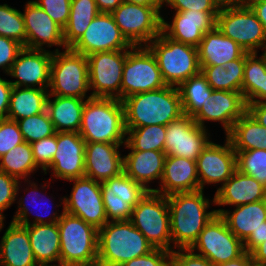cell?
Segmentation results:
<instances>
[{"label": "cell", "mask_w": 266, "mask_h": 266, "mask_svg": "<svg viewBox=\"0 0 266 266\" xmlns=\"http://www.w3.org/2000/svg\"><path fill=\"white\" fill-rule=\"evenodd\" d=\"M171 239L174 248L190 249L200 232L217 213L207 211L215 199L204 197L203 190L175 193L167 196Z\"/></svg>", "instance_id": "cell-1"}, {"label": "cell", "mask_w": 266, "mask_h": 266, "mask_svg": "<svg viewBox=\"0 0 266 266\" xmlns=\"http://www.w3.org/2000/svg\"><path fill=\"white\" fill-rule=\"evenodd\" d=\"M122 103L126 129L148 125L167 126L184 115L179 90L170 85L130 95Z\"/></svg>", "instance_id": "cell-2"}, {"label": "cell", "mask_w": 266, "mask_h": 266, "mask_svg": "<svg viewBox=\"0 0 266 266\" xmlns=\"http://www.w3.org/2000/svg\"><path fill=\"white\" fill-rule=\"evenodd\" d=\"M79 134L86 143L125 144L127 132L122 101L87 96Z\"/></svg>", "instance_id": "cell-3"}, {"label": "cell", "mask_w": 266, "mask_h": 266, "mask_svg": "<svg viewBox=\"0 0 266 266\" xmlns=\"http://www.w3.org/2000/svg\"><path fill=\"white\" fill-rule=\"evenodd\" d=\"M154 247L130 220L107 222L98 229V262L121 266Z\"/></svg>", "instance_id": "cell-4"}, {"label": "cell", "mask_w": 266, "mask_h": 266, "mask_svg": "<svg viewBox=\"0 0 266 266\" xmlns=\"http://www.w3.org/2000/svg\"><path fill=\"white\" fill-rule=\"evenodd\" d=\"M60 237V265L92 266L98 260V229L80 217L64 211L57 222Z\"/></svg>", "instance_id": "cell-5"}, {"label": "cell", "mask_w": 266, "mask_h": 266, "mask_svg": "<svg viewBox=\"0 0 266 266\" xmlns=\"http://www.w3.org/2000/svg\"><path fill=\"white\" fill-rule=\"evenodd\" d=\"M147 47L155 56L166 85L178 87L201 72L198 47L174 41L162 32Z\"/></svg>", "instance_id": "cell-6"}, {"label": "cell", "mask_w": 266, "mask_h": 266, "mask_svg": "<svg viewBox=\"0 0 266 266\" xmlns=\"http://www.w3.org/2000/svg\"><path fill=\"white\" fill-rule=\"evenodd\" d=\"M49 95L86 98L89 91L87 56L66 48L55 49L50 67Z\"/></svg>", "instance_id": "cell-7"}, {"label": "cell", "mask_w": 266, "mask_h": 266, "mask_svg": "<svg viewBox=\"0 0 266 266\" xmlns=\"http://www.w3.org/2000/svg\"><path fill=\"white\" fill-rule=\"evenodd\" d=\"M130 221L154 248L170 252L174 250L173 245H170L172 239L167 196L148 191L133 208Z\"/></svg>", "instance_id": "cell-8"}, {"label": "cell", "mask_w": 266, "mask_h": 266, "mask_svg": "<svg viewBox=\"0 0 266 266\" xmlns=\"http://www.w3.org/2000/svg\"><path fill=\"white\" fill-rule=\"evenodd\" d=\"M162 7L122 2L111 14L132 46H147L161 33Z\"/></svg>", "instance_id": "cell-9"}, {"label": "cell", "mask_w": 266, "mask_h": 266, "mask_svg": "<svg viewBox=\"0 0 266 266\" xmlns=\"http://www.w3.org/2000/svg\"><path fill=\"white\" fill-rule=\"evenodd\" d=\"M166 86L157 60L147 46H132L127 50L121 83V101L133 94Z\"/></svg>", "instance_id": "cell-10"}, {"label": "cell", "mask_w": 266, "mask_h": 266, "mask_svg": "<svg viewBox=\"0 0 266 266\" xmlns=\"http://www.w3.org/2000/svg\"><path fill=\"white\" fill-rule=\"evenodd\" d=\"M216 27L246 52L266 51V32L249 5L219 11Z\"/></svg>", "instance_id": "cell-11"}, {"label": "cell", "mask_w": 266, "mask_h": 266, "mask_svg": "<svg viewBox=\"0 0 266 266\" xmlns=\"http://www.w3.org/2000/svg\"><path fill=\"white\" fill-rule=\"evenodd\" d=\"M207 258L214 265L235 260L245 253L244 243L228 228L220 214H216L200 232L190 248Z\"/></svg>", "instance_id": "cell-12"}, {"label": "cell", "mask_w": 266, "mask_h": 266, "mask_svg": "<svg viewBox=\"0 0 266 266\" xmlns=\"http://www.w3.org/2000/svg\"><path fill=\"white\" fill-rule=\"evenodd\" d=\"M127 50L96 52L87 56L89 89L92 97L121 101L122 73Z\"/></svg>", "instance_id": "cell-13"}, {"label": "cell", "mask_w": 266, "mask_h": 266, "mask_svg": "<svg viewBox=\"0 0 266 266\" xmlns=\"http://www.w3.org/2000/svg\"><path fill=\"white\" fill-rule=\"evenodd\" d=\"M68 181L74 183L70 196L61 199L64 211L80 217L97 229L103 227L108 219L103 203L101 183L87 177Z\"/></svg>", "instance_id": "cell-14"}, {"label": "cell", "mask_w": 266, "mask_h": 266, "mask_svg": "<svg viewBox=\"0 0 266 266\" xmlns=\"http://www.w3.org/2000/svg\"><path fill=\"white\" fill-rule=\"evenodd\" d=\"M101 192L108 222H113L130 220L133 208L148 191L123 171L101 182Z\"/></svg>", "instance_id": "cell-15"}, {"label": "cell", "mask_w": 266, "mask_h": 266, "mask_svg": "<svg viewBox=\"0 0 266 266\" xmlns=\"http://www.w3.org/2000/svg\"><path fill=\"white\" fill-rule=\"evenodd\" d=\"M207 129L199 126L189 115L170 122L166 126L164 152L196 161L202 150L209 144Z\"/></svg>", "instance_id": "cell-16"}, {"label": "cell", "mask_w": 266, "mask_h": 266, "mask_svg": "<svg viewBox=\"0 0 266 266\" xmlns=\"http://www.w3.org/2000/svg\"><path fill=\"white\" fill-rule=\"evenodd\" d=\"M131 47L112 14L100 12L71 49L89 56L96 52L129 50Z\"/></svg>", "instance_id": "cell-17"}, {"label": "cell", "mask_w": 266, "mask_h": 266, "mask_svg": "<svg viewBox=\"0 0 266 266\" xmlns=\"http://www.w3.org/2000/svg\"><path fill=\"white\" fill-rule=\"evenodd\" d=\"M224 145L212 141L202 150L196 160L199 187L205 184L223 185L237 170V156L231 142L225 137Z\"/></svg>", "instance_id": "cell-18"}, {"label": "cell", "mask_w": 266, "mask_h": 266, "mask_svg": "<svg viewBox=\"0 0 266 266\" xmlns=\"http://www.w3.org/2000/svg\"><path fill=\"white\" fill-rule=\"evenodd\" d=\"M52 55L53 52L46 49L23 48L7 74L18 79L10 81L12 86L48 90Z\"/></svg>", "instance_id": "cell-19"}, {"label": "cell", "mask_w": 266, "mask_h": 266, "mask_svg": "<svg viewBox=\"0 0 266 266\" xmlns=\"http://www.w3.org/2000/svg\"><path fill=\"white\" fill-rule=\"evenodd\" d=\"M218 14L195 10L175 11L171 24L162 17L161 32L174 41L198 47L204 34L216 27Z\"/></svg>", "instance_id": "cell-20"}, {"label": "cell", "mask_w": 266, "mask_h": 266, "mask_svg": "<svg viewBox=\"0 0 266 266\" xmlns=\"http://www.w3.org/2000/svg\"><path fill=\"white\" fill-rule=\"evenodd\" d=\"M246 112L247 103L241 92L213 90L210 100L192 118L205 129V121H218L227 135Z\"/></svg>", "instance_id": "cell-21"}, {"label": "cell", "mask_w": 266, "mask_h": 266, "mask_svg": "<svg viewBox=\"0 0 266 266\" xmlns=\"http://www.w3.org/2000/svg\"><path fill=\"white\" fill-rule=\"evenodd\" d=\"M85 144L79 132H57V151L48 168L52 176L67 181L85 177Z\"/></svg>", "instance_id": "cell-22"}, {"label": "cell", "mask_w": 266, "mask_h": 266, "mask_svg": "<svg viewBox=\"0 0 266 266\" xmlns=\"http://www.w3.org/2000/svg\"><path fill=\"white\" fill-rule=\"evenodd\" d=\"M24 24L26 31V48L45 49L52 46H60L66 49L63 39V29L34 1H28L25 5Z\"/></svg>", "instance_id": "cell-23"}, {"label": "cell", "mask_w": 266, "mask_h": 266, "mask_svg": "<svg viewBox=\"0 0 266 266\" xmlns=\"http://www.w3.org/2000/svg\"><path fill=\"white\" fill-rule=\"evenodd\" d=\"M123 144L88 142L85 144V177L104 182L124 170L119 147Z\"/></svg>", "instance_id": "cell-24"}, {"label": "cell", "mask_w": 266, "mask_h": 266, "mask_svg": "<svg viewBox=\"0 0 266 266\" xmlns=\"http://www.w3.org/2000/svg\"><path fill=\"white\" fill-rule=\"evenodd\" d=\"M160 183V187L154 189V192L164 196L201 190L196 161L183 157L166 156Z\"/></svg>", "instance_id": "cell-25"}, {"label": "cell", "mask_w": 266, "mask_h": 266, "mask_svg": "<svg viewBox=\"0 0 266 266\" xmlns=\"http://www.w3.org/2000/svg\"><path fill=\"white\" fill-rule=\"evenodd\" d=\"M217 206H240L266 200V188L252 176L236 170L214 195Z\"/></svg>", "instance_id": "cell-26"}, {"label": "cell", "mask_w": 266, "mask_h": 266, "mask_svg": "<svg viewBox=\"0 0 266 266\" xmlns=\"http://www.w3.org/2000/svg\"><path fill=\"white\" fill-rule=\"evenodd\" d=\"M166 156L163 151H130L123 156V171L147 191H154L148 183L157 179L161 181Z\"/></svg>", "instance_id": "cell-27"}, {"label": "cell", "mask_w": 266, "mask_h": 266, "mask_svg": "<svg viewBox=\"0 0 266 266\" xmlns=\"http://www.w3.org/2000/svg\"><path fill=\"white\" fill-rule=\"evenodd\" d=\"M0 266H39L24 226L10 222L0 241Z\"/></svg>", "instance_id": "cell-28"}, {"label": "cell", "mask_w": 266, "mask_h": 266, "mask_svg": "<svg viewBox=\"0 0 266 266\" xmlns=\"http://www.w3.org/2000/svg\"><path fill=\"white\" fill-rule=\"evenodd\" d=\"M246 51L217 27L206 32L198 46L200 65H220L240 58Z\"/></svg>", "instance_id": "cell-29"}, {"label": "cell", "mask_w": 266, "mask_h": 266, "mask_svg": "<svg viewBox=\"0 0 266 266\" xmlns=\"http://www.w3.org/2000/svg\"><path fill=\"white\" fill-rule=\"evenodd\" d=\"M227 223L228 228L243 243L253 231L264 226L266 221V200L236 206L233 212L215 209Z\"/></svg>", "instance_id": "cell-30"}, {"label": "cell", "mask_w": 266, "mask_h": 266, "mask_svg": "<svg viewBox=\"0 0 266 266\" xmlns=\"http://www.w3.org/2000/svg\"><path fill=\"white\" fill-rule=\"evenodd\" d=\"M28 230L33 256L39 266L60 265V237L57 223L24 226ZM50 263V264H49Z\"/></svg>", "instance_id": "cell-31"}, {"label": "cell", "mask_w": 266, "mask_h": 266, "mask_svg": "<svg viewBox=\"0 0 266 266\" xmlns=\"http://www.w3.org/2000/svg\"><path fill=\"white\" fill-rule=\"evenodd\" d=\"M85 102L81 98L48 95L46 110L55 131L79 132Z\"/></svg>", "instance_id": "cell-32"}, {"label": "cell", "mask_w": 266, "mask_h": 266, "mask_svg": "<svg viewBox=\"0 0 266 266\" xmlns=\"http://www.w3.org/2000/svg\"><path fill=\"white\" fill-rule=\"evenodd\" d=\"M257 54L246 52L241 93L247 104L266 102V51Z\"/></svg>", "instance_id": "cell-33"}, {"label": "cell", "mask_w": 266, "mask_h": 266, "mask_svg": "<svg viewBox=\"0 0 266 266\" xmlns=\"http://www.w3.org/2000/svg\"><path fill=\"white\" fill-rule=\"evenodd\" d=\"M245 62L246 52L240 58L226 62L223 66L200 65V68L213 90L241 92Z\"/></svg>", "instance_id": "cell-34"}, {"label": "cell", "mask_w": 266, "mask_h": 266, "mask_svg": "<svg viewBox=\"0 0 266 266\" xmlns=\"http://www.w3.org/2000/svg\"><path fill=\"white\" fill-rule=\"evenodd\" d=\"M234 151L266 150V127L260 125L247 111L226 135Z\"/></svg>", "instance_id": "cell-35"}, {"label": "cell", "mask_w": 266, "mask_h": 266, "mask_svg": "<svg viewBox=\"0 0 266 266\" xmlns=\"http://www.w3.org/2000/svg\"><path fill=\"white\" fill-rule=\"evenodd\" d=\"M48 95L46 89L13 87L7 119L17 121L44 112Z\"/></svg>", "instance_id": "cell-36"}, {"label": "cell", "mask_w": 266, "mask_h": 266, "mask_svg": "<svg viewBox=\"0 0 266 266\" xmlns=\"http://www.w3.org/2000/svg\"><path fill=\"white\" fill-rule=\"evenodd\" d=\"M100 13L95 0H71L70 14L63 29L65 46L71 48Z\"/></svg>", "instance_id": "cell-37"}, {"label": "cell", "mask_w": 266, "mask_h": 266, "mask_svg": "<svg viewBox=\"0 0 266 266\" xmlns=\"http://www.w3.org/2000/svg\"><path fill=\"white\" fill-rule=\"evenodd\" d=\"M183 113L193 117L210 100L213 89L200 72L182 82L178 87Z\"/></svg>", "instance_id": "cell-38"}, {"label": "cell", "mask_w": 266, "mask_h": 266, "mask_svg": "<svg viewBox=\"0 0 266 266\" xmlns=\"http://www.w3.org/2000/svg\"><path fill=\"white\" fill-rule=\"evenodd\" d=\"M36 169L38 170V166L33 158L31 144L26 141L17 145L0 158V171L18 180L23 179L28 182L27 177L34 173L33 171Z\"/></svg>", "instance_id": "cell-39"}, {"label": "cell", "mask_w": 266, "mask_h": 266, "mask_svg": "<svg viewBox=\"0 0 266 266\" xmlns=\"http://www.w3.org/2000/svg\"><path fill=\"white\" fill-rule=\"evenodd\" d=\"M126 143L123 145L131 151H163L166 141V126L148 125L126 129Z\"/></svg>", "instance_id": "cell-40"}, {"label": "cell", "mask_w": 266, "mask_h": 266, "mask_svg": "<svg viewBox=\"0 0 266 266\" xmlns=\"http://www.w3.org/2000/svg\"><path fill=\"white\" fill-rule=\"evenodd\" d=\"M0 36L15 40L26 48L23 14L7 4L0 5Z\"/></svg>", "instance_id": "cell-41"}, {"label": "cell", "mask_w": 266, "mask_h": 266, "mask_svg": "<svg viewBox=\"0 0 266 266\" xmlns=\"http://www.w3.org/2000/svg\"><path fill=\"white\" fill-rule=\"evenodd\" d=\"M16 122L18 123L24 141L29 144L56 133L47 110L34 116L22 118Z\"/></svg>", "instance_id": "cell-42"}, {"label": "cell", "mask_w": 266, "mask_h": 266, "mask_svg": "<svg viewBox=\"0 0 266 266\" xmlns=\"http://www.w3.org/2000/svg\"><path fill=\"white\" fill-rule=\"evenodd\" d=\"M237 170L252 176L266 188V150L235 151Z\"/></svg>", "instance_id": "cell-43"}, {"label": "cell", "mask_w": 266, "mask_h": 266, "mask_svg": "<svg viewBox=\"0 0 266 266\" xmlns=\"http://www.w3.org/2000/svg\"><path fill=\"white\" fill-rule=\"evenodd\" d=\"M28 186H31L33 189L31 190V193L32 194H34V195H32V199H31V201L33 202V204L34 203H36L37 201H42V199L40 198V197H42V196H44V195H39L38 194V192H39V190H38V188H37V186H36V183H31L30 181H29V185ZM27 195H29V193L27 194ZM40 196V197H39ZM25 197H23V198H20L19 199V201H17V203H18V210L16 211V213H15V215L13 216V220L11 221V222H13V223H15V224H18V225H20V226H28V225H34V224H51V223H57L60 219H61V216H62V214L64 213V209H63V211H62V213L59 215L57 212H52V216H50V215H48L47 217H46V220H44L45 218L44 217H42L41 215H40V213H38V214H36V216L34 217L35 219L33 220V222L31 223L30 222V220H29V218H28V215L29 214H31L32 212H29V206H27L28 205V203H27V199H28V197L27 198H25ZM30 198V197H29ZM36 198V199H35ZM30 200V199H29ZM28 200V201H29ZM37 200V201H36ZM44 200V199H43ZM47 200V199H46ZM26 201V202H25ZM39 201V202H40ZM45 201V200H44ZM46 202V201H45ZM51 202V201H50ZM38 203V202H37ZM42 203V202H41ZM50 204V203H49ZM36 205V204H35ZM41 205V204H40ZM45 205H46V209L47 208H50L49 206H47V204L45 203ZM44 205V206H45ZM39 207H41V206H39ZM45 208V207H44ZM47 211V213L48 212H50L49 211V209H47L46 210ZM51 214V213H50ZM58 214V215H57ZM47 218H48V220L49 219H51V220H47Z\"/></svg>", "instance_id": "cell-44"}, {"label": "cell", "mask_w": 266, "mask_h": 266, "mask_svg": "<svg viewBox=\"0 0 266 266\" xmlns=\"http://www.w3.org/2000/svg\"><path fill=\"white\" fill-rule=\"evenodd\" d=\"M33 158L36 165L47 174L57 151V132L54 135L31 143Z\"/></svg>", "instance_id": "cell-45"}, {"label": "cell", "mask_w": 266, "mask_h": 266, "mask_svg": "<svg viewBox=\"0 0 266 266\" xmlns=\"http://www.w3.org/2000/svg\"><path fill=\"white\" fill-rule=\"evenodd\" d=\"M25 142L18 123L10 119H0V158Z\"/></svg>", "instance_id": "cell-46"}, {"label": "cell", "mask_w": 266, "mask_h": 266, "mask_svg": "<svg viewBox=\"0 0 266 266\" xmlns=\"http://www.w3.org/2000/svg\"><path fill=\"white\" fill-rule=\"evenodd\" d=\"M62 29L66 26L71 7V0H35Z\"/></svg>", "instance_id": "cell-47"}, {"label": "cell", "mask_w": 266, "mask_h": 266, "mask_svg": "<svg viewBox=\"0 0 266 266\" xmlns=\"http://www.w3.org/2000/svg\"><path fill=\"white\" fill-rule=\"evenodd\" d=\"M20 185V180L0 171V215L4 218V210L17 200Z\"/></svg>", "instance_id": "cell-48"}, {"label": "cell", "mask_w": 266, "mask_h": 266, "mask_svg": "<svg viewBox=\"0 0 266 266\" xmlns=\"http://www.w3.org/2000/svg\"><path fill=\"white\" fill-rule=\"evenodd\" d=\"M172 252L154 248L147 255L136 257L121 266H171Z\"/></svg>", "instance_id": "cell-49"}, {"label": "cell", "mask_w": 266, "mask_h": 266, "mask_svg": "<svg viewBox=\"0 0 266 266\" xmlns=\"http://www.w3.org/2000/svg\"><path fill=\"white\" fill-rule=\"evenodd\" d=\"M24 47L15 40L0 36V68L8 74L18 53Z\"/></svg>", "instance_id": "cell-50"}, {"label": "cell", "mask_w": 266, "mask_h": 266, "mask_svg": "<svg viewBox=\"0 0 266 266\" xmlns=\"http://www.w3.org/2000/svg\"><path fill=\"white\" fill-rule=\"evenodd\" d=\"M171 266H216L207 258L196 254L191 249L173 250Z\"/></svg>", "instance_id": "cell-51"}, {"label": "cell", "mask_w": 266, "mask_h": 266, "mask_svg": "<svg viewBox=\"0 0 266 266\" xmlns=\"http://www.w3.org/2000/svg\"><path fill=\"white\" fill-rule=\"evenodd\" d=\"M166 2V3H165ZM164 5L171 6L175 11L219 12L212 0H163Z\"/></svg>", "instance_id": "cell-52"}, {"label": "cell", "mask_w": 266, "mask_h": 266, "mask_svg": "<svg viewBox=\"0 0 266 266\" xmlns=\"http://www.w3.org/2000/svg\"><path fill=\"white\" fill-rule=\"evenodd\" d=\"M12 89L10 81L0 77V119L7 118Z\"/></svg>", "instance_id": "cell-53"}, {"label": "cell", "mask_w": 266, "mask_h": 266, "mask_svg": "<svg viewBox=\"0 0 266 266\" xmlns=\"http://www.w3.org/2000/svg\"><path fill=\"white\" fill-rule=\"evenodd\" d=\"M266 240V221L264 226L253 231L248 239L244 242L245 252L251 253L259 244Z\"/></svg>", "instance_id": "cell-54"}, {"label": "cell", "mask_w": 266, "mask_h": 266, "mask_svg": "<svg viewBox=\"0 0 266 266\" xmlns=\"http://www.w3.org/2000/svg\"><path fill=\"white\" fill-rule=\"evenodd\" d=\"M247 111L257 120V122L266 127V102L249 103Z\"/></svg>", "instance_id": "cell-55"}, {"label": "cell", "mask_w": 266, "mask_h": 266, "mask_svg": "<svg viewBox=\"0 0 266 266\" xmlns=\"http://www.w3.org/2000/svg\"><path fill=\"white\" fill-rule=\"evenodd\" d=\"M248 5L263 24L266 32V0H249Z\"/></svg>", "instance_id": "cell-56"}, {"label": "cell", "mask_w": 266, "mask_h": 266, "mask_svg": "<svg viewBox=\"0 0 266 266\" xmlns=\"http://www.w3.org/2000/svg\"><path fill=\"white\" fill-rule=\"evenodd\" d=\"M253 263L266 266V240L251 252Z\"/></svg>", "instance_id": "cell-57"}, {"label": "cell", "mask_w": 266, "mask_h": 266, "mask_svg": "<svg viewBox=\"0 0 266 266\" xmlns=\"http://www.w3.org/2000/svg\"><path fill=\"white\" fill-rule=\"evenodd\" d=\"M98 10L101 13H112L121 3L122 0H95Z\"/></svg>", "instance_id": "cell-58"}, {"label": "cell", "mask_w": 266, "mask_h": 266, "mask_svg": "<svg viewBox=\"0 0 266 266\" xmlns=\"http://www.w3.org/2000/svg\"><path fill=\"white\" fill-rule=\"evenodd\" d=\"M216 7L221 9L235 8L248 5L249 0H212Z\"/></svg>", "instance_id": "cell-59"}, {"label": "cell", "mask_w": 266, "mask_h": 266, "mask_svg": "<svg viewBox=\"0 0 266 266\" xmlns=\"http://www.w3.org/2000/svg\"><path fill=\"white\" fill-rule=\"evenodd\" d=\"M253 263L251 253L245 252L242 256L216 266H250Z\"/></svg>", "instance_id": "cell-60"}, {"label": "cell", "mask_w": 266, "mask_h": 266, "mask_svg": "<svg viewBox=\"0 0 266 266\" xmlns=\"http://www.w3.org/2000/svg\"><path fill=\"white\" fill-rule=\"evenodd\" d=\"M122 2L134 3L143 6H163V0H122Z\"/></svg>", "instance_id": "cell-61"}, {"label": "cell", "mask_w": 266, "mask_h": 266, "mask_svg": "<svg viewBox=\"0 0 266 266\" xmlns=\"http://www.w3.org/2000/svg\"><path fill=\"white\" fill-rule=\"evenodd\" d=\"M4 217L0 215V231L2 230V228L4 227Z\"/></svg>", "instance_id": "cell-62"}, {"label": "cell", "mask_w": 266, "mask_h": 266, "mask_svg": "<svg viewBox=\"0 0 266 266\" xmlns=\"http://www.w3.org/2000/svg\"><path fill=\"white\" fill-rule=\"evenodd\" d=\"M92 266H114V265H106V264H103V263H100V262L97 261Z\"/></svg>", "instance_id": "cell-63"}, {"label": "cell", "mask_w": 266, "mask_h": 266, "mask_svg": "<svg viewBox=\"0 0 266 266\" xmlns=\"http://www.w3.org/2000/svg\"><path fill=\"white\" fill-rule=\"evenodd\" d=\"M250 266H260V265L256 263H252Z\"/></svg>", "instance_id": "cell-64"}]
</instances>
